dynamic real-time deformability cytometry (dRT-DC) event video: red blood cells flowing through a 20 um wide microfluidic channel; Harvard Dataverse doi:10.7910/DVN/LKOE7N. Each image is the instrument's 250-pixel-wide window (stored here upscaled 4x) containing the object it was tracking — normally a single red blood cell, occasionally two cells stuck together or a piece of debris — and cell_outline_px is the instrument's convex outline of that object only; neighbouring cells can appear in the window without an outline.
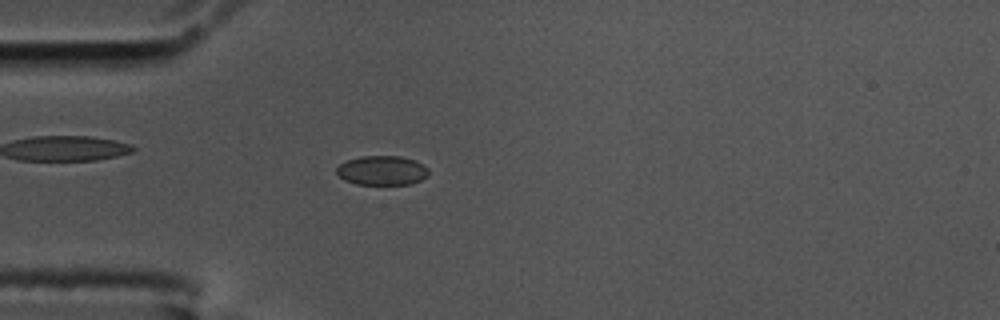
{"species": "common noctule bat (a hibernating species)", "species_latin": "Nyctalus noctula", "temperature_condition": "cold", "stored_images_in_passage": 46, "camera_frame_rate_fps": 3000, "um_per_image_px": 0.085, "animal": {"sex": "male", "body_mass_g": 17.5, "forearm_length_mm": 52.3}, "frame": {"image": 1, "passage_image": 4, "time_ms": 1.0, "image_size_px": [1000, 320], "cell_outline_px": [[428, 176], [412, 184], [356, 184], [344, 180], [336, 172], [336, 168], [340, 164], [348, 160], [360, 156], [400, 156], [416, 160], [424, 164], [428, 168]], "centroid_in_image_um": [32.5, 14.48], "position_along_channel_um": 52.5, "area_um2": 15.84}}
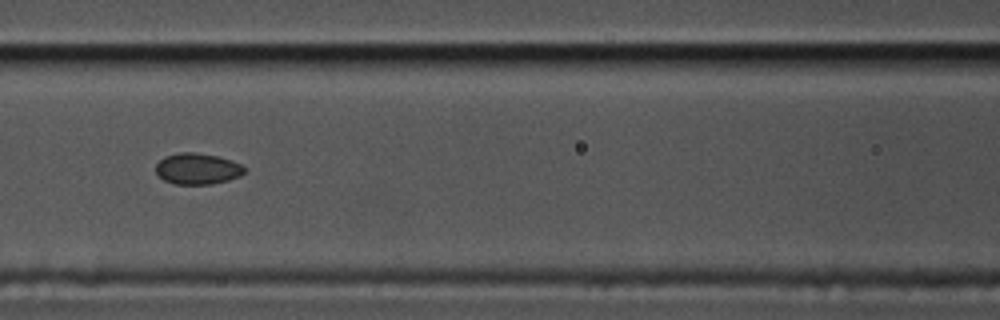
{"frame": {"image": 2, "passage_image": 13, "time_ms": 4.0, "image_size_px": [1000, 320], "cell_outline_px": [[244, 172], [240, 176], [228, 180], [212, 184], [172, 184], [164, 180], [156, 172], [156, 164], [164, 156], [180, 152], [196, 152], [216, 156], [232, 160], [240, 164], [244, 168]], "centroid_in_image_um": [16.76, 14.34], "position_along_channel_um": 149.8, "area_um2": 16.07}}
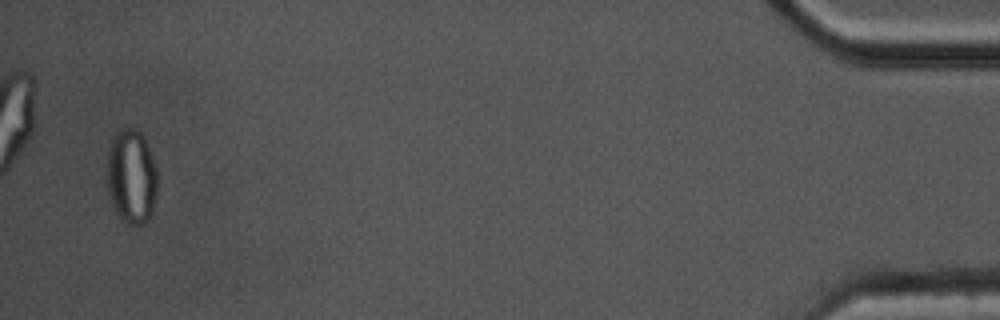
{"frame": {"image": 3, "passage_image": 44, "time_ms": 14.333, "image_size_px": [1000, 320], "cell_outline_px": [[156, 196], [152, 212], [148, 220], [144, 224], [128, 224], [116, 212], [112, 204], [108, 192], [108, 148], [116, 132], [124, 128], [132, 128], [140, 132], [144, 136], [156, 168]], "centroid_in_image_um": [11.18, 15.01], "position_along_channel_um": 424.0, "area_um2": 27.51}}